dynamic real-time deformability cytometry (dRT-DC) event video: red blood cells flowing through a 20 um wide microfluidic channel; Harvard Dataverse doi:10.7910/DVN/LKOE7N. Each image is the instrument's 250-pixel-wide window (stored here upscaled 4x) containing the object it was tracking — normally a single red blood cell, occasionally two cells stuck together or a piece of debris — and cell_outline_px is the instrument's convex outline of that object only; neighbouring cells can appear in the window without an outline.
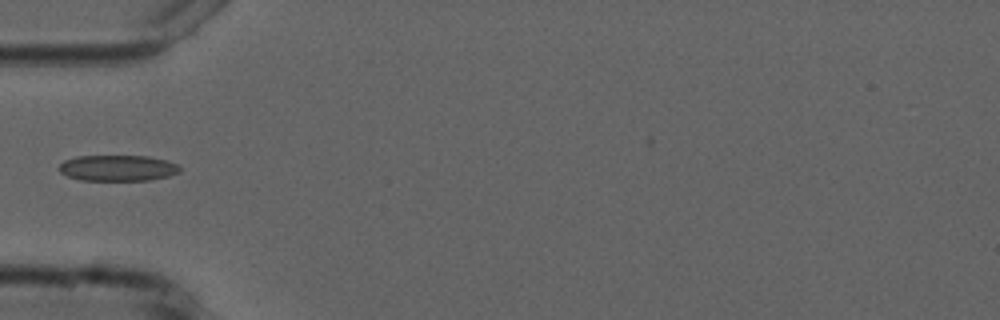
{"species": "common noctule bat (a hibernating species)", "species_latin": "Nyctalus noctula", "temperature_condition": "cold", "stored_images_in_passage": 7, "camera_frame_rate_fps": 3000, "um_per_image_px": 0.085, "animal": {"sex": "male", "forearm_length_mm": 52.5}, "frame": {"image": 1, "passage_image": 4, "time_ms": 4.333, "image_size_px": [1000, 320], "cell_outline_px": [[180, 172], [168, 176], [148, 180], [80, 180], [68, 176], [60, 172], [56, 168], [64, 160], [76, 156], [148, 156], [164, 160], [176, 164], [180, 168]], "centroid_in_image_um": [9.95, 14.28], "position_along_channel_um": 75.0, "area_um2": 18.21}}
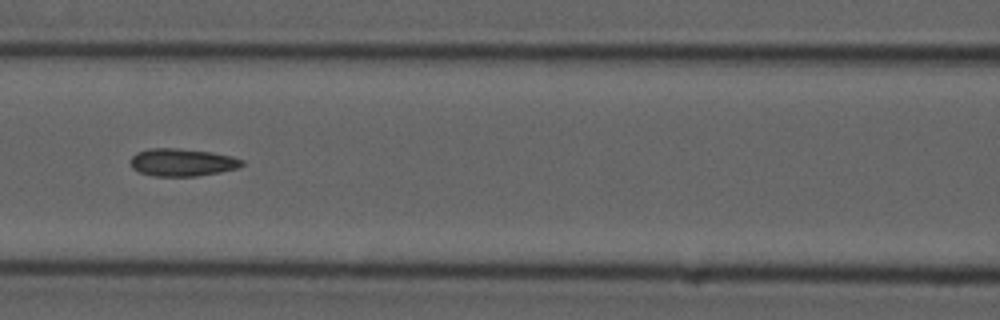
{"frame": {"image": 2, "passage_image": 6, "time_ms": 6.333, "image_size_px": [1000, 320], "cell_outline_px": [[244, 164], [240, 168], [220, 172], [196, 176], [156, 176], [140, 172], [132, 168], [128, 160], [136, 152], [152, 148], [176, 148], [212, 152], [232, 156], [244, 160]], "centroid_in_image_um": [15.49, 13.8], "position_along_channel_um": 151.1, "area_um2": 18.09}}
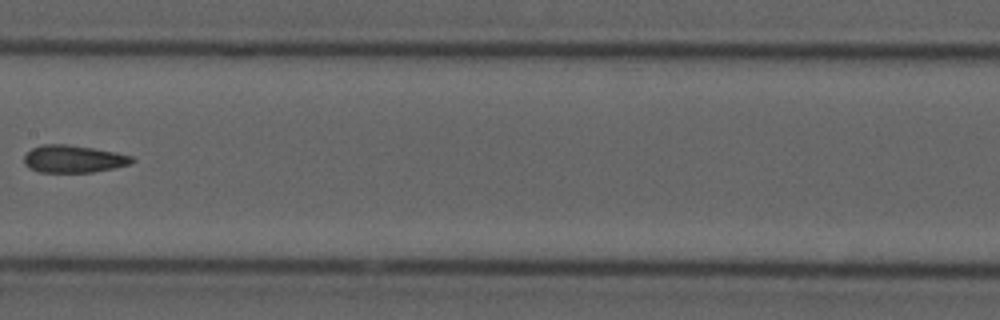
{"frame": {"image": 3, "passage_image": 7, "time_ms": 7.667, "image_size_px": [1000, 320], "cell_outline_px": [[136, 160], [128, 164], [112, 168], [92, 172], [40, 172], [24, 164], [24, 156], [32, 148], [44, 144], [68, 144], [116, 152], [132, 156]], "centroid_in_image_um": [6.24, 13.5], "position_along_channel_um": 201.2, "area_um2": 17.05}}